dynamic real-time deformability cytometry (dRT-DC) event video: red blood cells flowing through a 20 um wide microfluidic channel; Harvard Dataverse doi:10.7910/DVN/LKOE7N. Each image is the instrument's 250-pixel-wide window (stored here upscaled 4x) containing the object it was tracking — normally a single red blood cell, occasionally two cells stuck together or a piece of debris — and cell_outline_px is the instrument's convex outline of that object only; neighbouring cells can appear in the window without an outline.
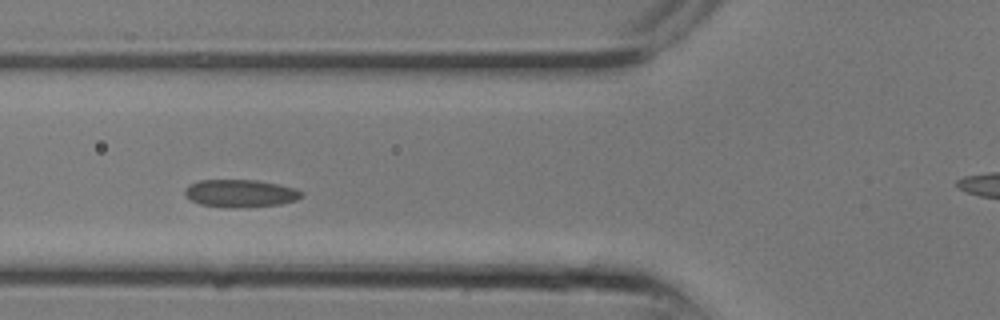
{"species": "common noctule bat (a hibernating species)", "species_latin": "Nyctalus noctula", "temperature_condition": "room temperature", "stored_images_in_passage": 16, "camera_frame_rate_fps": 3000, "um_per_image_px": 0.085, "animal": {"sex": "male", "body_mass_g": 13.3}, "frame": {"image": 1, "passage_image": 7, "time_ms": 2.0, "image_size_px": [1000, 320], "cell_outline_px": [[304, 196], [296, 200], [280, 204], [240, 208], [228, 208], [200, 204], [184, 196], [184, 188], [188, 184], [200, 180], [256, 180], [296, 188], [304, 192]], "centroid_in_image_um": [20.42, 16.44], "position_along_channel_um": 105.4, "area_um2": 19.02}}
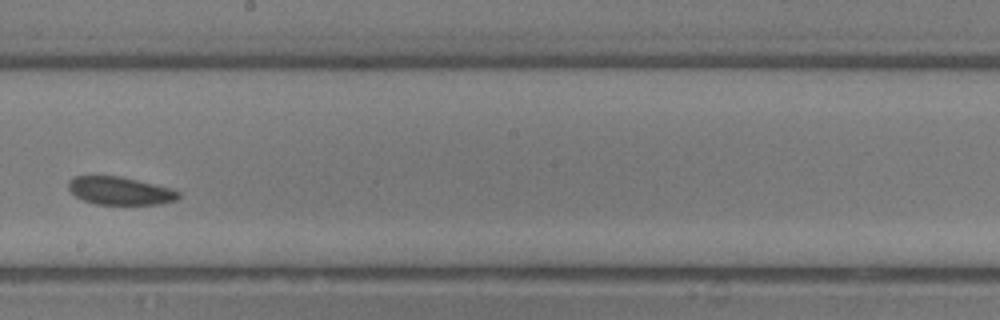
{"frame": {"image": 2, "passage_image": 12, "time_ms": 3.667, "image_size_px": [1000, 320], "cell_outline_px": [[180, 196], [176, 200], [160, 204], [96, 204], [84, 200], [76, 196], [68, 188], [68, 180], [76, 176], [120, 176], [172, 188], [180, 192]], "centroid_in_image_um": [10.22, 16.21], "position_along_channel_um": 238.0, "area_um2": 17.86}}
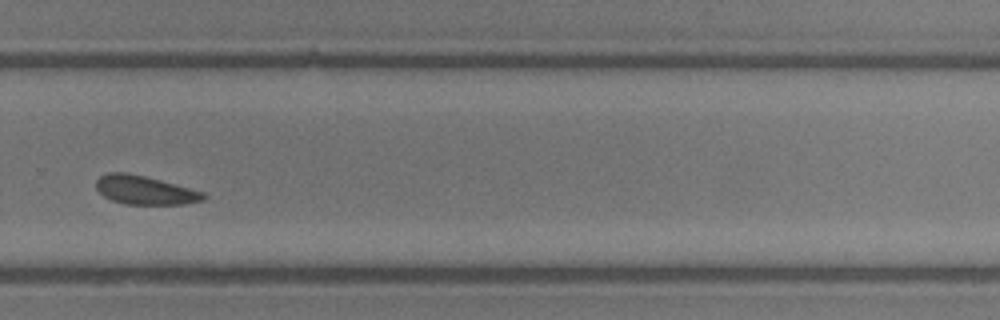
{"frame": {"image": 3, "passage_image": 15, "time_ms": 4.667, "image_size_px": [1000, 320], "cell_outline_px": [[208, 196], [204, 200], [184, 204], [124, 204], [112, 200], [104, 196], [96, 188], [96, 180], [100, 176], [108, 172], [128, 172], [160, 180], [204, 192]], "centroid_in_image_um": [12.31, 16.16], "position_along_channel_um": 317.5, "area_um2": 17.92}}